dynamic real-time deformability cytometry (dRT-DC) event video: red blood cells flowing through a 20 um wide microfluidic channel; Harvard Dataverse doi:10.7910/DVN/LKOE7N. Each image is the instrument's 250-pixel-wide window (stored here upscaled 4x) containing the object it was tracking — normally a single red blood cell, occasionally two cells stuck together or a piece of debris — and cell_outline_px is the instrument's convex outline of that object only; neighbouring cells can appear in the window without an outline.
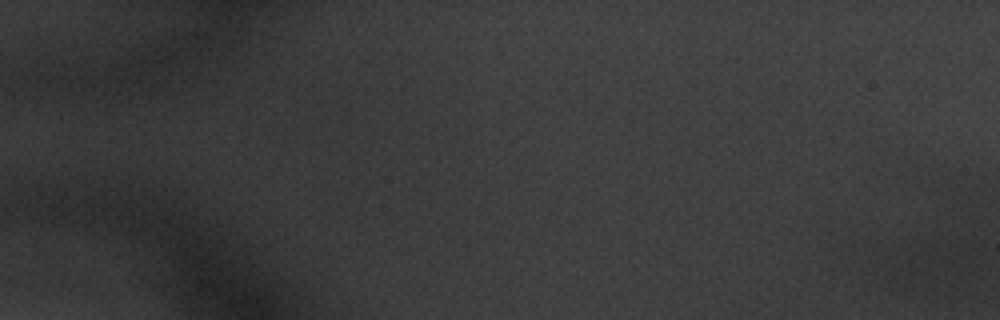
{"species": "common noctule bat (a hibernating species)", "species_latin": "Nyctalus noctula", "temperature_condition": "warm", "stored_images_in_passage": 5, "camera_frame_rate_fps": 3000, "um_per_image_px": 0.085, "animal": {"sex": "male", "body_mass_g": 20.1, "forearm_length_mm": 53.5}, "frame": {"image": 1, "passage_image": 1, "time_ms": 0.0, "image_size_px": [1000, 320], "cell_outline_px": [[984, 252], [980, 272], [964, 292], [944, 296], [912, 292], [892, 276], [892, 272], [904, 244], [916, 240], [932, 240], [984, 244]], "centroid_in_image_um": [79.77, 22.64], "position_along_channel_um": 5.2, "area_um2": 29.65}}